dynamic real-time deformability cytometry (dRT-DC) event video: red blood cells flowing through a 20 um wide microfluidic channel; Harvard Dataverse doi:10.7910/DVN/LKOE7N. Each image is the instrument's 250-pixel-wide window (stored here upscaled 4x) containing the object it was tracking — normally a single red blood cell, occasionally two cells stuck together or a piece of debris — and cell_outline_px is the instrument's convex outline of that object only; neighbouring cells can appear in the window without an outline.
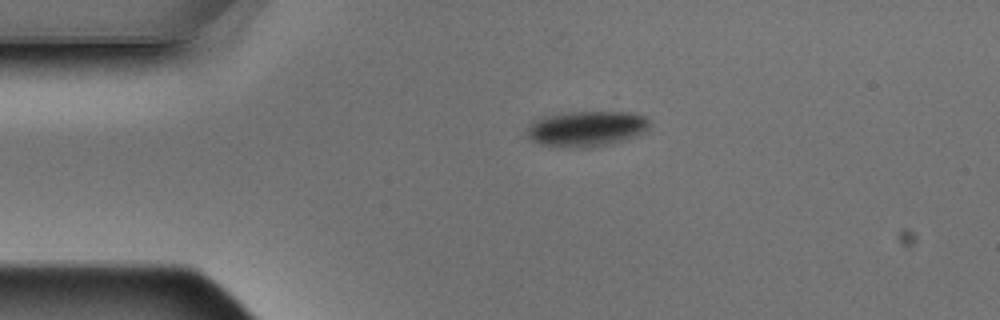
{"species": "Egyptian fruit bat (a non-hibernating species)", "species_latin": "Rousettus aegyptiacus", "temperature_condition": "warm", "stored_images_in_passage": 4, "camera_frame_rate_fps": 3000, "um_per_image_px": 0.085, "animal": {"sex": "male"}, "frame": {"image": 1, "passage_image": 1, "time_ms": 0.0, "image_size_px": [1000, 320], "cell_outline_px": [[652, 124], [644, 132], [636, 136], [612, 144], [584, 148], [580, 148], [540, 144], [532, 140], [528, 136], [528, 124], [544, 116], [572, 112], [632, 112], [648, 116], [652, 120]], "centroid_in_image_um": [49.94, 10.93], "position_along_channel_um": 35.1, "area_um2": 25.55}}
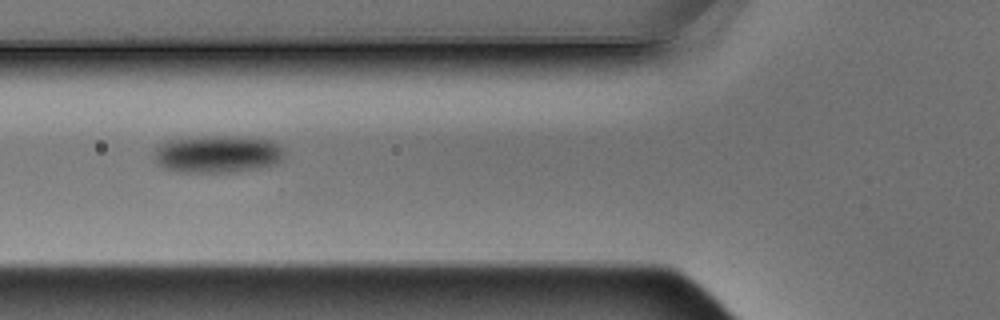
{"frame": {"image": 2, "passage_image": 3, "time_ms": 0.667, "image_size_px": [1000, 320], "cell_outline_px": [[284, 160], [268, 168], [232, 172], [180, 172], [164, 168], [156, 160], [152, 152], [164, 140], [204, 136], [248, 136], [272, 140], [284, 148]], "centroid_in_image_um": [18.56, 13.09], "position_along_channel_um": 107.2, "area_um2": 29.25}}
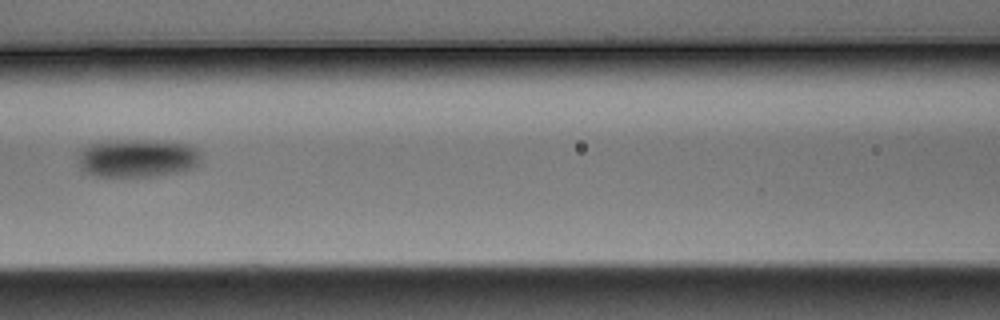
{"frame": {"image": 3, "passage_image": 4, "time_ms": 1.0, "image_size_px": [1000, 320], "cell_outline_px": [[200, 160], [192, 168], [176, 172], [156, 176], [96, 176], [84, 172], [80, 168], [76, 160], [80, 152], [88, 144], [116, 140], [160, 140], [188, 144], [196, 148], [200, 152]], "centroid_in_image_um": [11.65, 13.43], "position_along_channel_um": 155.0, "area_um2": 27.51}}